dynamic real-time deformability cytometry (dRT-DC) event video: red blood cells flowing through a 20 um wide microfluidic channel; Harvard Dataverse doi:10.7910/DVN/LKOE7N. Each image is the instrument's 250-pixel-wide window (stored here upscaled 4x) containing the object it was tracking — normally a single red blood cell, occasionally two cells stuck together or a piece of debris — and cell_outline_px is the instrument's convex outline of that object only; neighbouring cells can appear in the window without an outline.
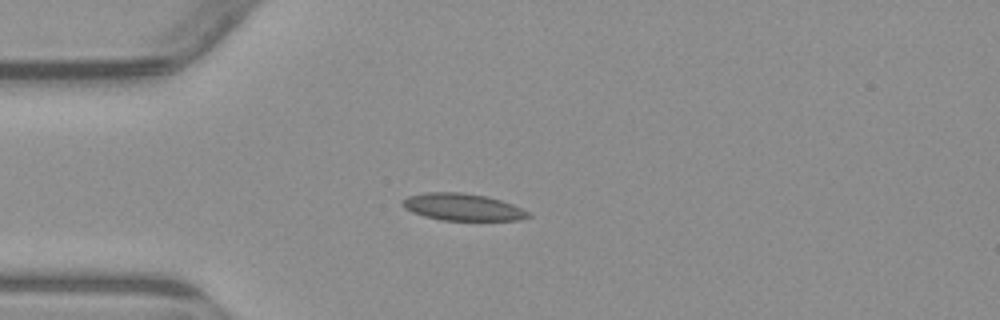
{"species": "common noctule bat (a hibernating species)", "species_latin": "Nyctalus noctula", "temperature_condition": "warm", "stored_images_in_passage": 1, "camera_frame_rate_fps": 3000, "um_per_image_px": 0.085, "animal": {"sex": "male", "body_mass_g": 23.1, "forearm_length_mm": 52.7}, "frame": {"image": 1, "passage_image": 1, "time_ms": 0.0, "image_size_px": [1000, 320], "cell_outline_px": [[532, 216], [520, 220], [440, 220], [424, 216], [412, 212], [404, 208], [400, 204], [408, 196], [428, 192], [460, 192], [488, 196], [512, 204], [528, 212]], "centroid_in_image_um": [39.31, 17.6], "position_along_channel_um": 45.7, "area_um2": 19.77}}